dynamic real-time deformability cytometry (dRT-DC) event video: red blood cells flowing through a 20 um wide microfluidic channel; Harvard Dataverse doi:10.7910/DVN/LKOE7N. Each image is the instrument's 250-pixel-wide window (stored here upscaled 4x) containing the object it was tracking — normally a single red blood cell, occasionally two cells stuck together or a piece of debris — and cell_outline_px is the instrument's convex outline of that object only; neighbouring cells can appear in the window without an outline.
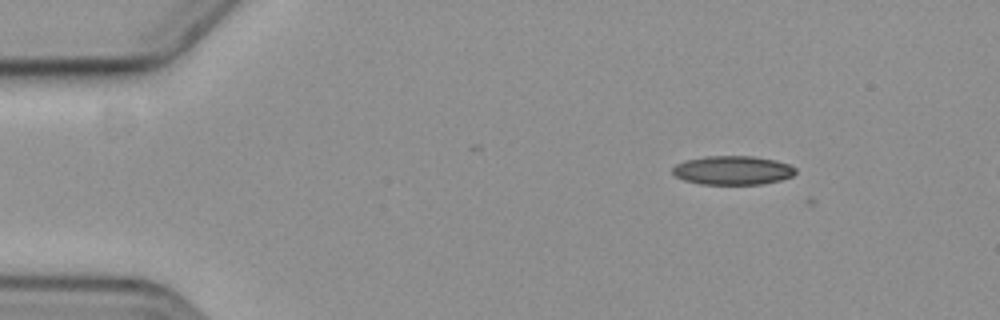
{"species": "common noctule bat (a hibernating species)", "species_latin": "Nyctalus noctula", "temperature_condition": "cold", "stored_images_in_passage": 5, "camera_frame_rate_fps": 3000, "um_per_image_px": 0.085, "animal": {"sex": "female", "body_mass_g": 19.3, "forearm_length_mm": 54.1}, "frame": {"image": 1, "passage_image": 1, "time_ms": 0.0, "image_size_px": [1000, 320], "cell_outline_px": [[796, 172], [792, 176], [780, 180], [764, 184], [700, 184], [684, 180], [676, 176], [672, 172], [672, 168], [676, 164], [684, 160], [704, 156], [752, 156], [776, 160], [788, 164], [796, 168]], "centroid_in_image_um": [62.27, 14.47], "position_along_channel_um": 22.7, "area_um2": 20.81}}
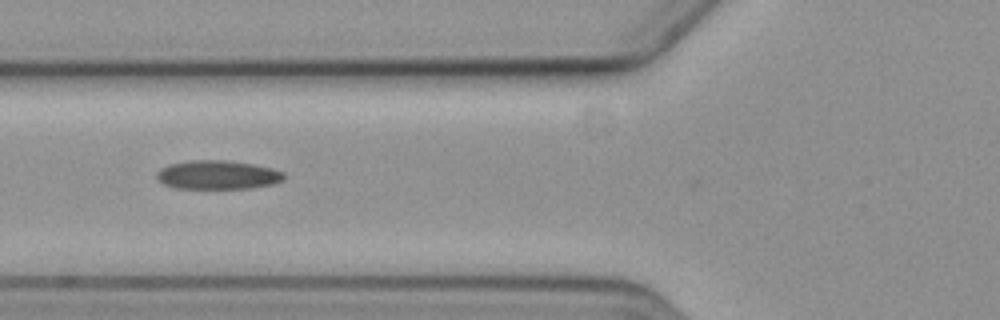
{"frame": {"image": 2, "passage_image": 5, "time_ms": 4.667, "image_size_px": [1000, 320], "cell_outline_px": [[284, 180], [276, 184], [252, 188], [172, 188], [164, 184], [156, 176], [156, 172], [160, 168], [168, 164], [192, 160], [224, 160], [252, 164], [272, 168], [284, 172]], "centroid_in_image_um": [18.51, 14.86], "position_along_channel_um": 107.3, "area_um2": 21.5}}